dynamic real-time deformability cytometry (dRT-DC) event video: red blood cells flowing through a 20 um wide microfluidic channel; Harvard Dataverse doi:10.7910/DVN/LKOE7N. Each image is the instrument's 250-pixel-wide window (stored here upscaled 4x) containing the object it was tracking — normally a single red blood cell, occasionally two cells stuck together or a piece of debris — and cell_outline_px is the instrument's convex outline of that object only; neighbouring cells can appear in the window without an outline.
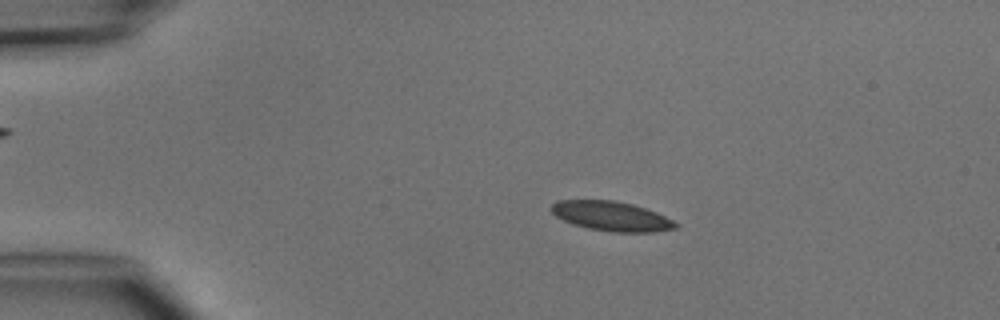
{"species": "common noctule bat (a hibernating species)", "species_latin": "Nyctalus noctula", "temperature_condition": "cold", "stored_images_in_passage": 5, "camera_frame_rate_fps": 3000, "um_per_image_px": 0.085, "animal": {"sex": "male", "body_mass_g": 15.6}, "frame": {"image": 1, "passage_image": 2, "time_ms": 1.333, "image_size_px": [1000, 320], "cell_outline_px": [[680, 224], [676, 228], [656, 232], [612, 232], [588, 228], [564, 220], [556, 216], [548, 208], [556, 200], [616, 200], [632, 204], [656, 212]], "centroid_in_image_um": [51.97, 18.37], "position_along_channel_um": 33.0, "area_um2": 21.39}}
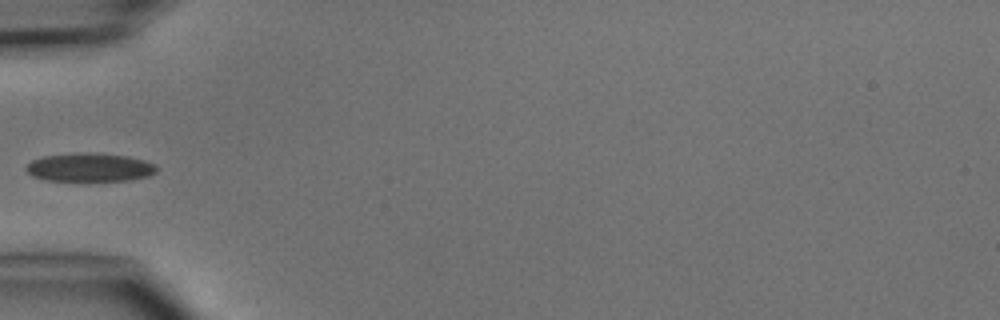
{"frame": {"image": 2, "passage_image": 4, "time_ms": 3.667, "image_size_px": [1000, 320], "cell_outline_px": [[156, 172], [148, 176], [128, 180], [44, 180], [32, 176], [24, 168], [32, 160], [44, 156], [80, 152], [100, 152], [128, 156], [144, 160], [156, 164]], "centroid_in_image_um": [7.63, 14.2], "position_along_channel_um": 77.4, "area_um2": 21.73}}